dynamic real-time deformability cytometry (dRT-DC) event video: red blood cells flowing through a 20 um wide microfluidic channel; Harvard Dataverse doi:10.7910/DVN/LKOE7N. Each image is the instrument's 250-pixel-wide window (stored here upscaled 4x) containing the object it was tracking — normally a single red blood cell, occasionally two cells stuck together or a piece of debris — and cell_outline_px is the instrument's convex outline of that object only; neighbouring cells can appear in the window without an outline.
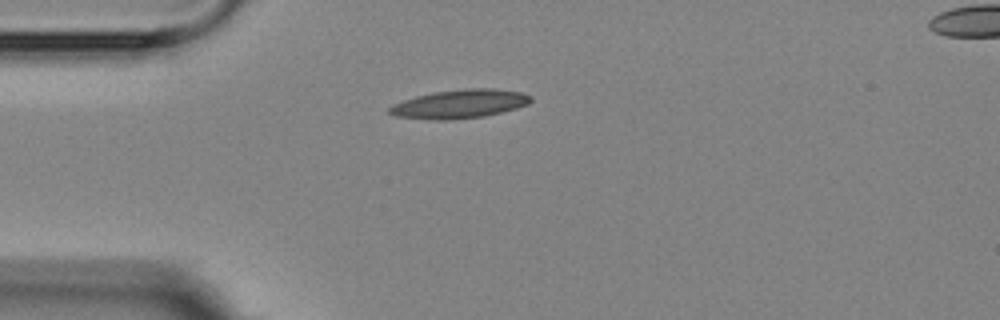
{"species": "Egyptian fruit bat (a non-hibernating species)", "species_latin": "Rousettus aegyptiacus", "temperature_condition": "room temperature", "stored_images_in_passage": 8, "camera_frame_rate_fps": 3000, "um_per_image_px": 0.085, "animal": {"sex": "female"}, "frame": {"image": 1, "passage_image": 1, "time_ms": 0.0, "image_size_px": [1000, 320], "cell_outline_px": [[532, 100], [528, 104], [516, 108], [484, 116], [452, 120], [428, 120], [392, 116], [388, 112], [388, 108], [392, 104], [416, 96], [432, 92], [464, 88], [492, 88], [520, 92], [532, 96]], "centroid_in_image_um": [39.02, 8.84], "position_along_channel_um": 46.0, "area_um2": 23.87}}
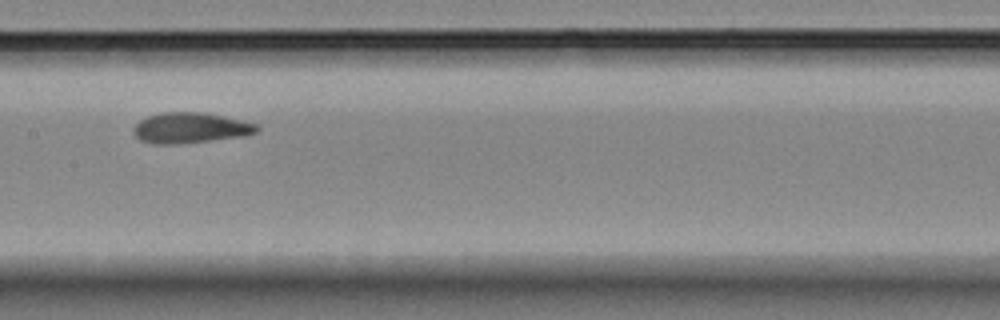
{"frame": {"image": 2, "passage_image": 5, "time_ms": 4.667, "image_size_px": [1000, 320], "cell_outline_px": [[260, 132], [244, 136], [212, 140], [176, 144], [156, 144], [140, 140], [132, 132], [132, 128], [140, 120], [148, 116], [160, 112], [208, 112], [256, 124], [260, 128]], "centroid_in_image_um": [16.19, 10.86], "position_along_channel_um": 191.2, "area_um2": 22.14}}
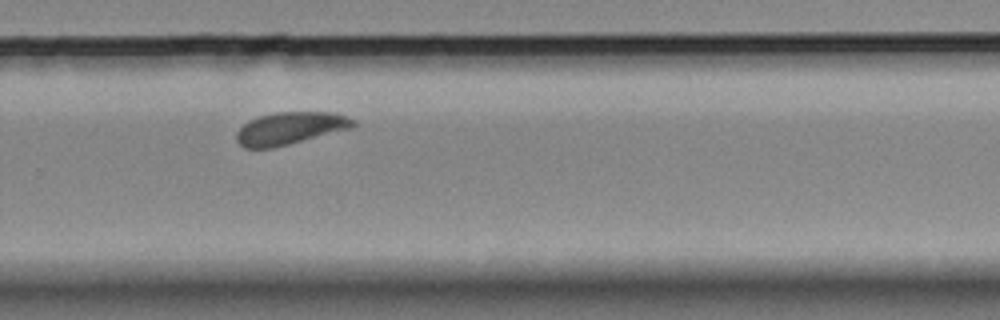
{"frame": {"image": 3, "passage_image": 8, "time_ms": 8.0, "image_size_px": [1000, 320], "cell_outline_px": [[356, 124], [352, 128], [272, 148], [244, 148], [236, 140], [236, 132], [248, 120], [260, 116], [276, 112], [332, 112], [356, 120]], "centroid_in_image_um": [24.64, 10.9], "position_along_channel_um": 305.2, "area_um2": 21.91}}